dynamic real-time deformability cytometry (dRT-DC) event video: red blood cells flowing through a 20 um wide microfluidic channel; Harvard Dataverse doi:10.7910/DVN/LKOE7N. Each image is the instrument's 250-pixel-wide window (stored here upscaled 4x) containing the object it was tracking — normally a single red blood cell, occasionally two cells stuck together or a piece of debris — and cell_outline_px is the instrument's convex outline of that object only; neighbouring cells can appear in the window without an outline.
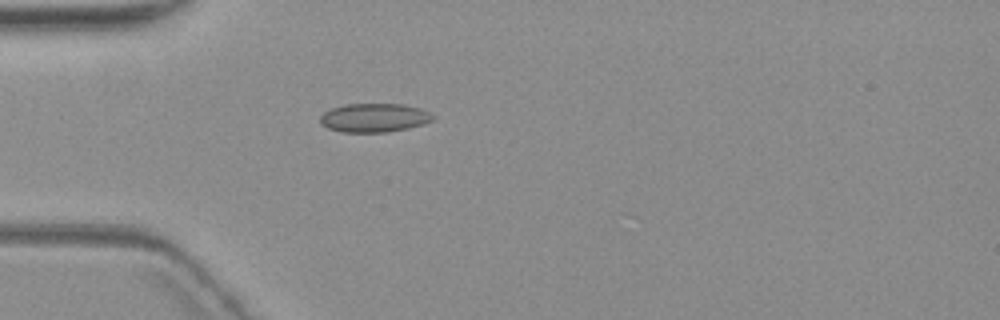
{"species": "common noctule bat (a hibernating species)", "species_latin": "Nyctalus noctula", "temperature_condition": "warm", "stored_images_in_passage": 1, "camera_frame_rate_fps": 3000, "um_per_image_px": 0.085, "animal": {"sex": "female", "body_mass_g": 19.3, "forearm_length_mm": 54.1}, "frame": {"image": 1, "passage_image": 1, "time_ms": 0.0, "image_size_px": [1000, 320], "cell_outline_px": [[436, 116], [432, 120], [408, 128], [384, 132], [340, 132], [328, 128], [320, 124], [320, 116], [324, 112], [332, 108], [344, 104], [404, 104], [420, 108]], "centroid_in_image_um": [31.77, 10.0], "position_along_channel_um": 53.2, "area_um2": 18.84}}